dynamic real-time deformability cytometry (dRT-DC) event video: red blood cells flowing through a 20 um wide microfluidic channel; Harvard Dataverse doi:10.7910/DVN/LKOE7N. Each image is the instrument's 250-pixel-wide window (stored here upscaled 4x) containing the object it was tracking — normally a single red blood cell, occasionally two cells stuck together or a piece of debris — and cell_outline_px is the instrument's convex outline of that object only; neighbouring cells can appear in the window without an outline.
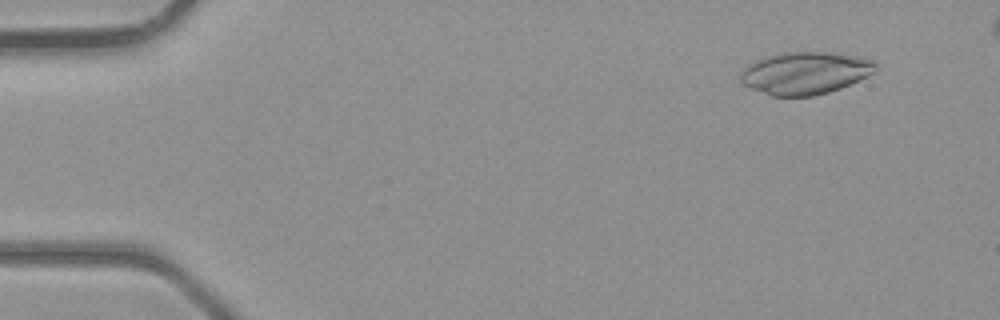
{"species": "common noctule bat (a hibernating species)", "species_latin": "Nyctalus noctula", "temperature_condition": "room temperature", "stored_images_in_passage": 4, "camera_frame_rate_fps": 3000, "um_per_image_px": 0.085, "animal": {"sex": "male", "body_mass_g": 23.1, "forearm_length_mm": 52.7}, "frame": {"image": 1, "passage_image": 2, "time_ms": 1.0, "image_size_px": [1000, 320], "cell_outline_px": [[880, 64], [868, 76], [860, 80], [840, 88], [828, 92], [812, 96], [772, 96], [752, 88], [744, 84], [740, 80], [740, 72], [748, 64], [756, 60], [768, 56], [788, 52], [828, 52], [876, 60]], "centroid_in_image_um": [68.46, 6.21], "position_along_channel_um": 16.5, "area_um2": 33.18}}